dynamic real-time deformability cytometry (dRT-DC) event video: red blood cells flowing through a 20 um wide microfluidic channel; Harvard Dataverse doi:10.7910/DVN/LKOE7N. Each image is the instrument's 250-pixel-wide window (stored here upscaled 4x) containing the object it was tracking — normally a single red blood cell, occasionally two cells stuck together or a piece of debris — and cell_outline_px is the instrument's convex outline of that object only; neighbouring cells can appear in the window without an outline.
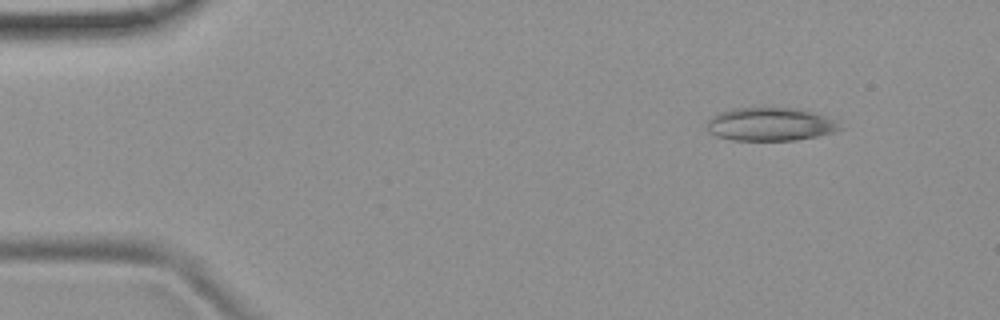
{"species": "common noctule bat (a hibernating species)", "species_latin": "Nyctalus noctula", "temperature_condition": "room temperature", "stored_images_in_passage": 7, "camera_frame_rate_fps": 3000, "um_per_image_px": 0.085, "animal": {"sex": "female", "body_mass_g": 19.9}, "frame": {"image": 1, "passage_image": 2, "time_ms": 1.0, "image_size_px": [1000, 320], "cell_outline_px": [[844, 128], [832, 132], [816, 136], [796, 140], [732, 140], [716, 136], [708, 132], [708, 120], [712, 116], [720, 112], [732, 108], [764, 104], [804, 108], [836, 120]], "centroid_in_image_um": [65.48, 10.49], "position_along_channel_um": 19.5, "area_um2": 26.93}}
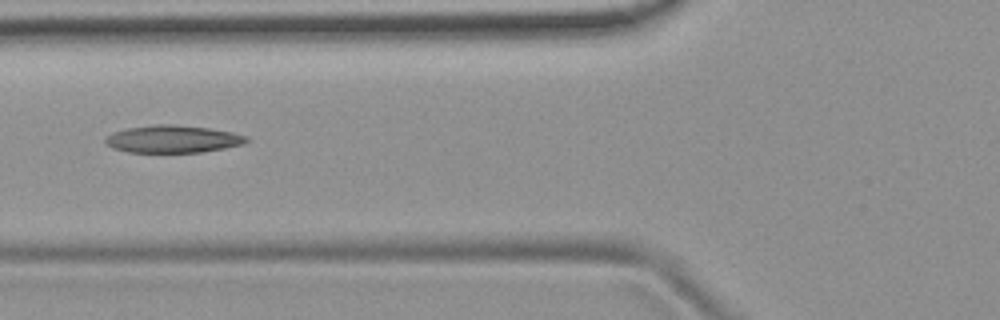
{"frame": {"image": 2, "passage_image": 6, "time_ms": 5.667, "image_size_px": [1000, 320], "cell_outline_px": [[252, 140], [244, 144], [224, 148], [200, 152], [128, 152], [112, 148], [104, 140], [112, 132], [128, 128], [156, 124], [172, 124], [208, 128], [232, 132], [248, 136]], "centroid_in_image_um": [14.73, 11.82], "position_along_channel_um": 111.1, "area_um2": 22.54}}
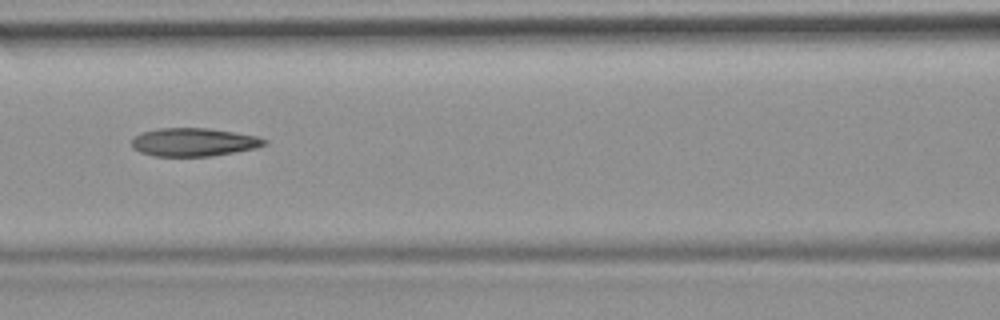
{"frame": {"image": 3, "passage_image": 7, "time_ms": 6.667, "image_size_px": [1000, 320], "cell_outline_px": [[268, 144], [256, 148], [212, 156], [156, 156], [140, 152], [132, 148], [132, 136], [140, 132], [160, 128], [208, 128], [256, 136], [268, 140]], "centroid_in_image_um": [16.44, 12.08], "position_along_channel_um": 150.2, "area_um2": 21.91}}